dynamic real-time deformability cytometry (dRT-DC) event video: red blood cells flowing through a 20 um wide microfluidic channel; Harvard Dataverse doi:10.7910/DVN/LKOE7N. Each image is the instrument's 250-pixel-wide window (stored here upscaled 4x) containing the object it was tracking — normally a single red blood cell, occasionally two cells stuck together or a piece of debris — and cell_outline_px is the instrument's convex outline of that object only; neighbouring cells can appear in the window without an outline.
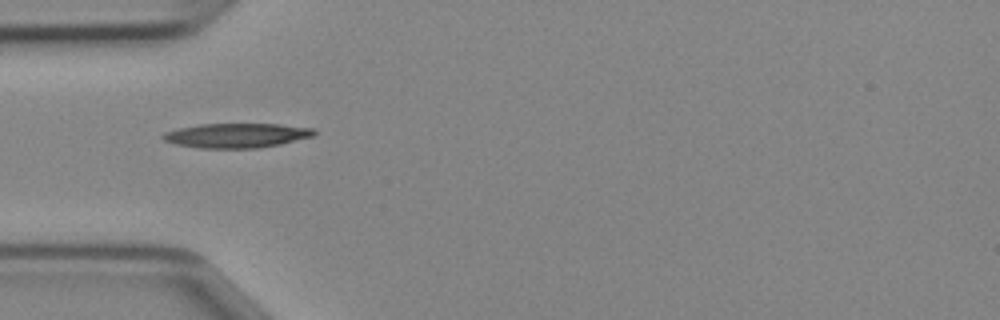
{"species": "Egyptian fruit bat (a non-hibernating species)", "species_latin": "Rousettus aegyptiacus", "temperature_condition": "cold", "stored_images_in_passage": 33, "camera_frame_rate_fps": 3000, "um_per_image_px": 0.085, "animal": {"sex": "female"}, "frame": {"image": 1, "passage_image": 1, "time_ms": 0.0, "image_size_px": [1000, 320], "cell_outline_px": [[316, 136], [280, 144], [256, 148], [200, 148], [176, 144], [164, 140], [160, 136], [164, 132], [180, 128], [200, 124], [280, 124], [312, 128], [316, 132]], "centroid_in_image_um": [20.13, 11.51], "position_along_channel_um": 64.9, "area_um2": 21.56}}
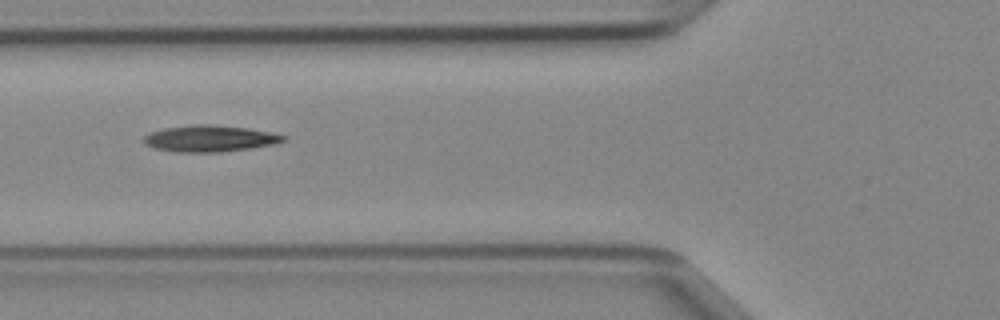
{"frame": {"image": 2, "passage_image": 4, "time_ms": 1.0, "image_size_px": [1000, 320], "cell_outline_px": [[288, 140], [276, 144], [252, 148], [220, 152], [172, 152], [156, 148], [144, 144], [144, 136], [148, 132], [164, 128], [192, 124], [208, 124], [248, 128], [288, 136]], "centroid_in_image_um": [17.84, 11.77], "position_along_channel_um": 108.0, "area_um2": 21.73}}
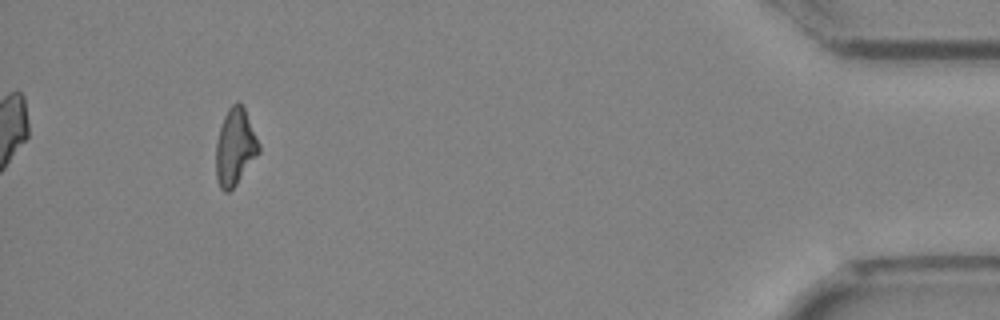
{"frame": {"image": 3, "passage_image": 30, "time_ms": 9.667, "image_size_px": [1000, 320], "cell_outline_px": [[260, 152], [236, 184], [228, 192], [224, 192], [220, 188], [216, 180], [216, 144], [220, 128], [224, 116], [228, 108], [236, 100], [240, 100], [244, 108], [260, 144]], "centroid_in_image_um": [19.98, 12.48], "position_along_channel_um": 415.2, "area_um2": 19.19}}